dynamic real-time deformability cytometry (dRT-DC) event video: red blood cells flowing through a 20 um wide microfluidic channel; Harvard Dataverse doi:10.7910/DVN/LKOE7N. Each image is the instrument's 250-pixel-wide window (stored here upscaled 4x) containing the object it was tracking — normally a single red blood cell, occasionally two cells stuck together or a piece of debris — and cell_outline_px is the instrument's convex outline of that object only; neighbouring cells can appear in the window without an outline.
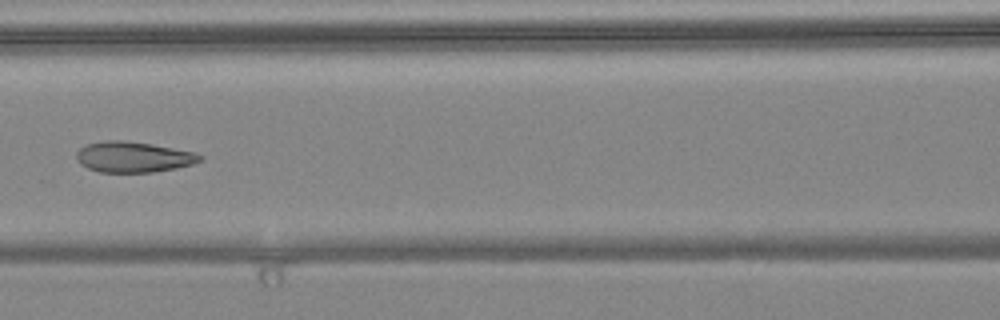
{"species": "common noctule bat (a hibernating species)", "species_latin": "Nyctalus noctula", "temperature_condition": "warm", "stored_images_in_passage": 8, "camera_frame_rate_fps": 3000, "um_per_image_px": 0.085, "animal": {"sex": "female", "body_mass_g": 24.6, "forearm_length_mm": 56.2}, "frame": {"image": 1, "passage_image": 6, "time_ms": 1.667, "image_size_px": [1000, 320], "cell_outline_px": [[204, 160], [192, 164], [176, 168], [152, 172], [100, 172], [88, 168], [80, 164], [76, 160], [76, 152], [80, 148], [88, 144], [108, 140], [124, 140], [152, 144], [196, 152], [204, 156]], "centroid_in_image_um": [11.36, 13.34], "position_along_channel_um": 155.2, "area_um2": 22.2}}
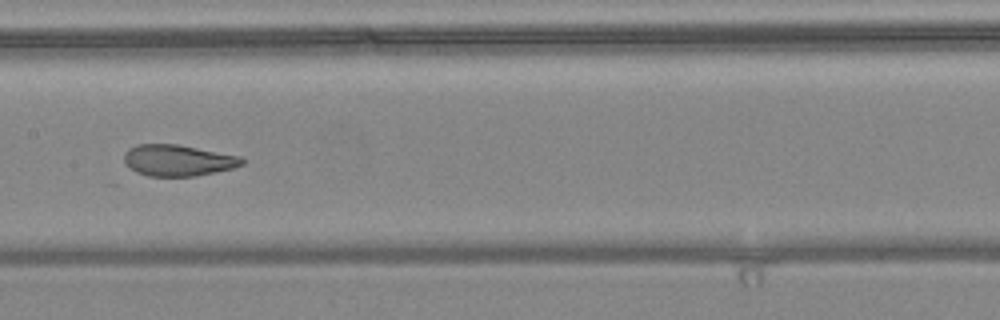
{"frame": {"image": 2, "passage_image": 7, "time_ms": 2.0, "image_size_px": [1000, 320], "cell_outline_px": [[244, 164], [232, 168], [216, 172], [196, 176], [148, 176], [136, 172], [124, 160], [124, 152], [128, 148], [136, 144], [176, 144], [240, 156], [244, 160]], "centroid_in_image_um": [15.12, 13.63], "position_along_channel_um": 192.3, "area_um2": 21.39}}
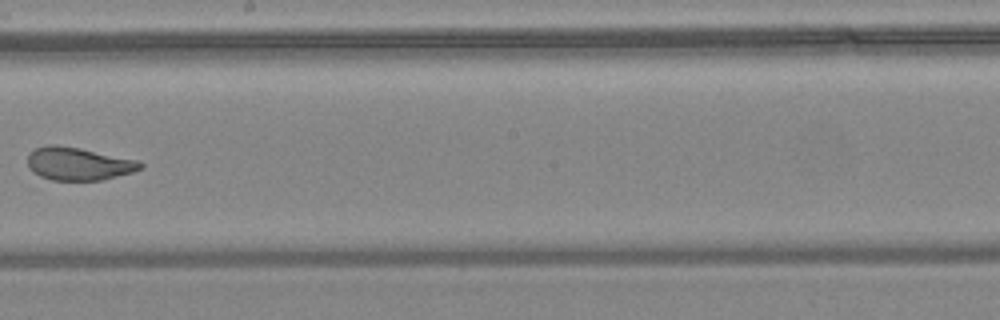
{"frame": {"image": 3, "passage_image": 8, "time_ms": 2.333, "image_size_px": [1000, 320], "cell_outline_px": [[144, 168], [132, 172], [100, 180], [52, 180], [40, 176], [32, 172], [28, 168], [28, 152], [36, 148], [48, 144], [56, 144], [80, 148], [140, 160], [144, 164]], "centroid_in_image_um": [6.67, 13.91], "position_along_channel_um": 241.5, "area_um2": 21.85}}